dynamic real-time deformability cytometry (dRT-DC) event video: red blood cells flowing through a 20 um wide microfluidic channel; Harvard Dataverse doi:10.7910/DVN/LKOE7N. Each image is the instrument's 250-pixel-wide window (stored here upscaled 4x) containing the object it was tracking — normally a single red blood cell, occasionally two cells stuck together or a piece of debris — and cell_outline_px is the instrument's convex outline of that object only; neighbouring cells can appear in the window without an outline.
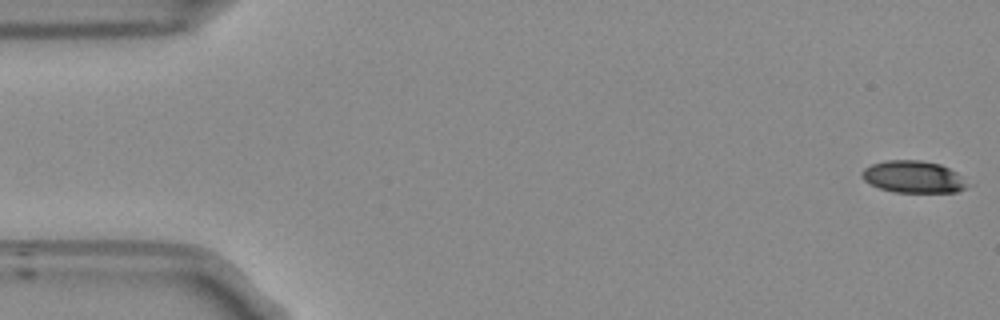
{"species": "Egyptian fruit bat (a non-hibernating species)", "species_latin": "Rousettus aegyptiacus", "temperature_condition": "room temperature", "stored_images_in_passage": 52, "camera_frame_rate_fps": 3000, "um_per_image_px": 0.085, "frame": {"image": 1, "passage_image": 1, "time_ms": 0.0, "image_size_px": [1000, 320], "cell_outline_px": [[972, 184], [968, 188], [956, 192], [892, 192], [880, 188], [864, 180], [860, 176], [860, 172], [864, 168], [872, 164], [888, 160], [920, 160], [940, 164], [956, 172]], "centroid_in_image_um": [77.67, 15.04], "position_along_channel_um": 7.3, "area_um2": 19.88}}
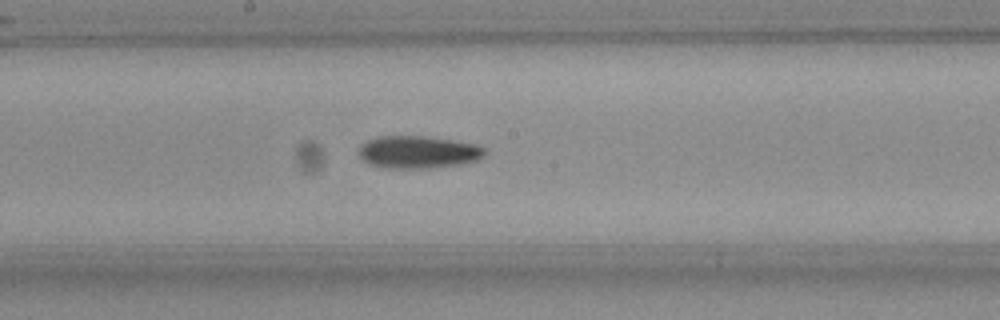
{"frame": {"image": 2, "passage_image": 28, "time_ms": 9.0, "image_size_px": [1000, 320], "cell_outline_px": [[484, 156], [476, 160], [460, 164], [428, 168], [388, 168], [372, 164], [364, 160], [360, 156], [360, 144], [368, 140], [380, 136], [424, 136], [472, 144], [484, 148]], "centroid_in_image_um": [35.51, 12.93], "position_along_channel_um": 212.7, "area_um2": 23.29}}
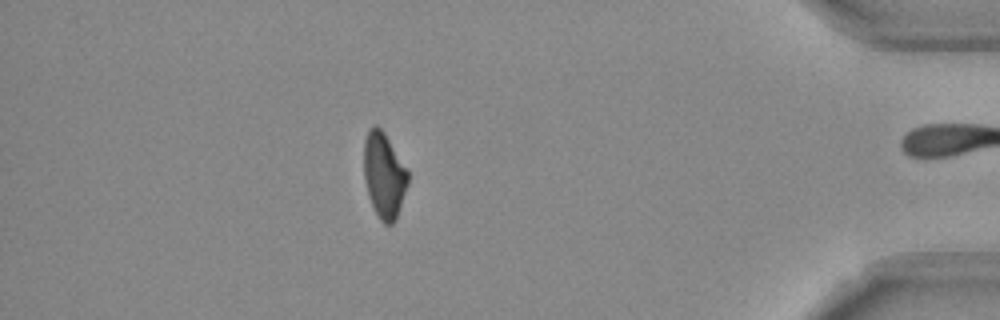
{"frame": {"image": 3, "passage_image": 47, "time_ms": 15.333, "image_size_px": [1000, 320], "cell_outline_px": [[408, 184], [396, 220], [392, 224], [384, 224], [380, 220], [368, 196], [364, 176], [364, 140], [368, 132], [376, 124], [384, 132], [408, 172]], "centroid_in_image_um": [32.64, 14.93], "position_along_channel_um": 402.6, "area_um2": 21.62}}